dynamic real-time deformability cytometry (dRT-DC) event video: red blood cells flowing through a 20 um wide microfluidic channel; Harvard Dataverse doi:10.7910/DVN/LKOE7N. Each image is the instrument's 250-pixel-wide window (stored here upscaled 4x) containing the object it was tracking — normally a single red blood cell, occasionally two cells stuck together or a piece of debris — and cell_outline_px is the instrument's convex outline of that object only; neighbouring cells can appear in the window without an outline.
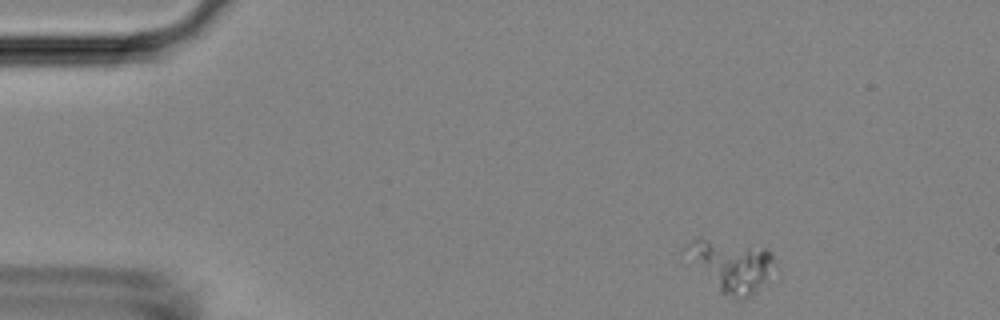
{"species": "Egyptian fruit bat (a non-hibernating species)", "species_latin": "Rousettus aegyptiacus", "temperature_condition": "room temperature", "stored_images_in_passage": 4, "camera_frame_rate_fps": 3000, "um_per_image_px": 0.085, "animal": {"sex": "female"}, "frame": {"image": 1, "passage_image": 1, "time_ms": 0.0, "image_size_px": [1000, 320], "cell_outline_px": [[772, 260], [764, 280], [744, 300], [736, 300], [720, 292], [680, 252], [684, 244], [700, 236], [768, 248], [772, 252]], "centroid_in_image_um": [61.99, 22.49], "position_along_channel_um": 23.0, "area_um2": 26.65}}
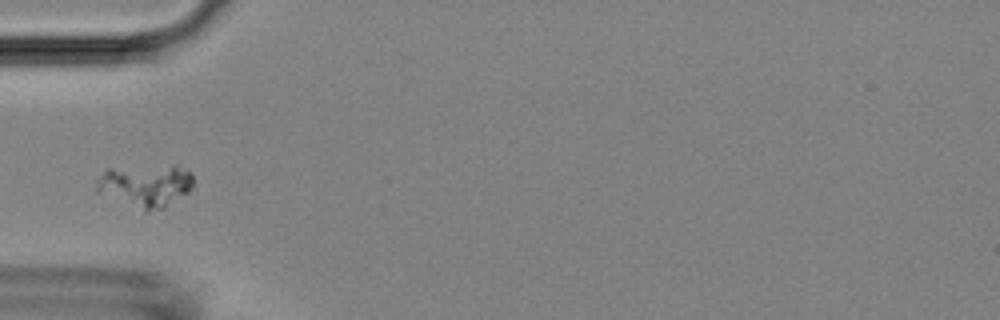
{"frame": {"image": 2, "passage_image": 4, "time_ms": 3.333, "image_size_px": [1000, 320], "cell_outline_px": [[192, 188], [188, 192], [164, 208], [148, 212], [144, 212], [96, 192], [96, 180], [108, 168], [172, 164], [176, 164], [192, 172]], "centroid_in_image_um": [12.37, 15.76], "position_along_channel_um": 72.6, "area_um2": 24.62}}